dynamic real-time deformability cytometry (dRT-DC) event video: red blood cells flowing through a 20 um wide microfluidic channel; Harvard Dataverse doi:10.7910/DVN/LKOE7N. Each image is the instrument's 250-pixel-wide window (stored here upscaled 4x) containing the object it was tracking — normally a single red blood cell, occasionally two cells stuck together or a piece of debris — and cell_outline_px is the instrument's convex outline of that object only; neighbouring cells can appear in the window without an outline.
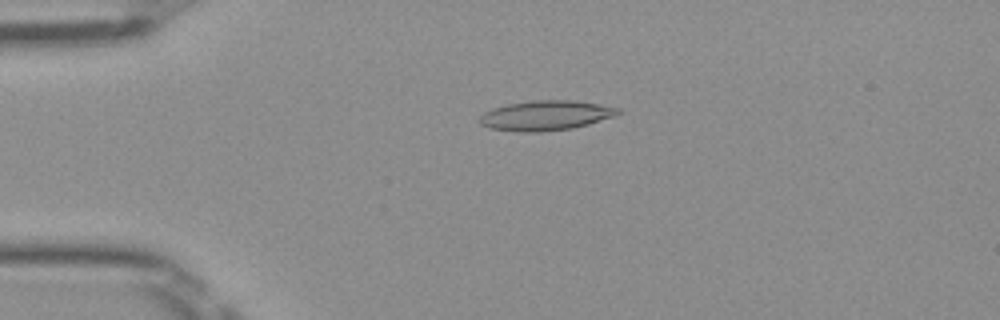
{"species": "Egyptian fruit bat (a non-hibernating species)", "species_latin": "Rousettus aegyptiacus", "temperature_condition": "room temperature", "stored_images_in_passage": 51, "camera_frame_rate_fps": 3000, "um_per_image_px": 0.085, "frame": {"image": 1, "passage_image": 12, "time_ms": 3.667, "image_size_px": [1000, 320], "cell_outline_px": [[620, 112], [616, 116], [588, 124], [572, 128], [536, 132], [520, 132], [492, 128], [480, 124], [480, 116], [484, 112], [492, 108], [508, 104], [532, 100], [572, 100], [620, 108]], "centroid_in_image_um": [46.38, 9.81], "position_along_channel_um": 38.6, "area_um2": 23.87}}
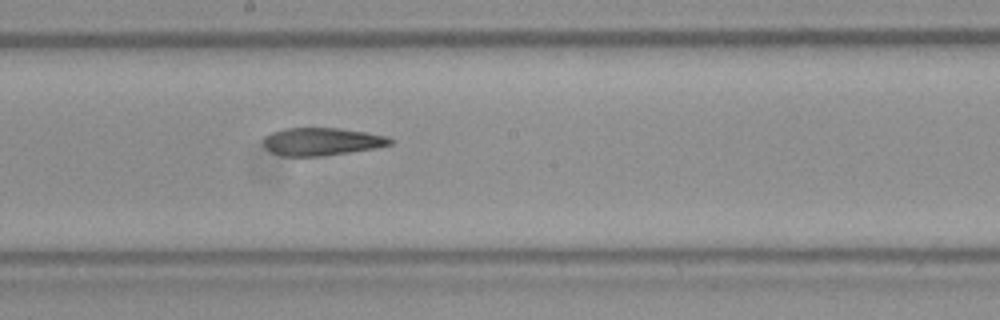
{"frame": {"image": 2, "passage_image": 28, "time_ms": 9.0, "image_size_px": [1000, 320], "cell_outline_px": [[396, 140], [392, 144], [376, 148], [324, 156], [280, 156], [272, 152], [264, 144], [264, 140], [272, 132], [284, 128], [340, 128], [388, 136]], "centroid_in_image_um": [27.42, 12.03], "position_along_channel_um": 220.8, "area_um2": 20.46}}
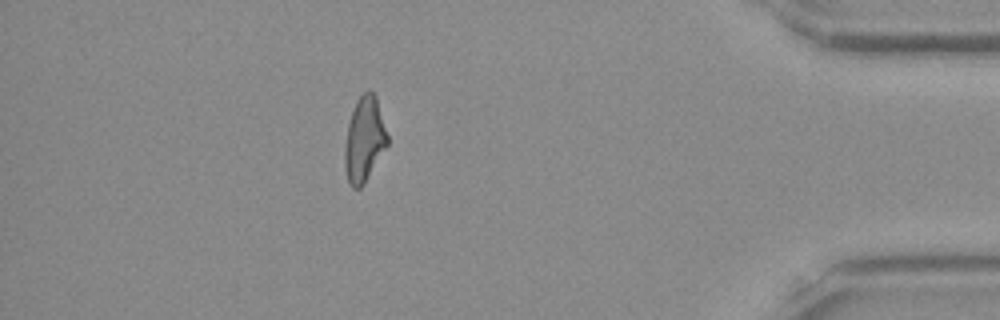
{"frame": {"image": 3, "passage_image": 45, "time_ms": 14.667, "image_size_px": [1000, 320], "cell_outline_px": [[388, 144], [364, 184], [360, 188], [352, 188], [348, 180], [344, 164], [344, 148], [348, 124], [356, 100], [368, 88], [376, 96], [388, 136]], "centroid_in_image_um": [30.96, 11.85], "position_along_channel_um": 404.2, "area_um2": 21.04}, "authors_computed_cell_mechanics": {"area_um2": 21.8484, "velocity_mm_per_s": 4.0155, "shape_relaxation_time_tau1_ms": null, "shape_relaxation_time_tau2_ms": 4.3417, "deformation_change_tau1": null, "deformation_change_tau2": 0.154}}